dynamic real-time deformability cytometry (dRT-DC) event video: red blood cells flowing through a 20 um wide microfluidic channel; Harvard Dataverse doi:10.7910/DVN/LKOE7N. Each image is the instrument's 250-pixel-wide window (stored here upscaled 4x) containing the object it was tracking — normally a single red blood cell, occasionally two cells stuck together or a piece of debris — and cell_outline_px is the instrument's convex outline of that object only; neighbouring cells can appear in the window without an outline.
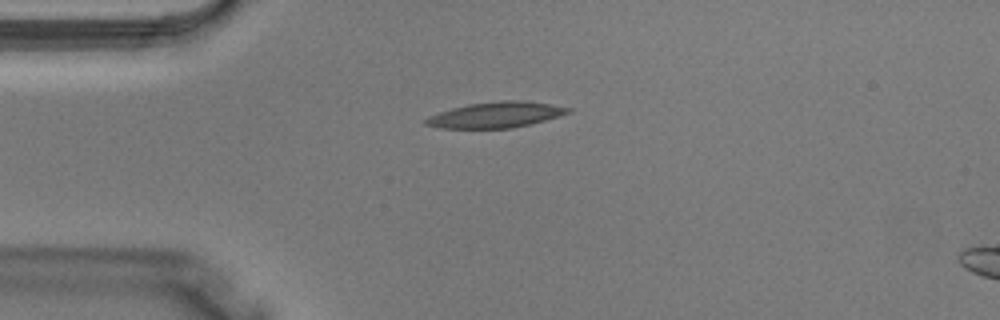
{"species": "Egyptian fruit bat (a non-hibernating species)", "species_latin": "Rousettus aegyptiacus", "temperature_condition": "warm", "stored_images_in_passage": 3, "camera_frame_rate_fps": 3000, "um_per_image_px": 0.085, "animal": {"sex": "male"}, "frame": {"image": 1, "passage_image": 2, "time_ms": 0.333, "image_size_px": [1000, 320], "cell_outline_px": [[572, 112], [560, 116], [512, 128], [440, 128], [424, 124], [424, 120], [428, 116], [452, 108], [468, 104], [500, 100], [524, 100], [552, 104], [572, 108]], "centroid_in_image_um": [42.17, 9.75], "position_along_channel_um": 42.8, "area_um2": 21.39}}